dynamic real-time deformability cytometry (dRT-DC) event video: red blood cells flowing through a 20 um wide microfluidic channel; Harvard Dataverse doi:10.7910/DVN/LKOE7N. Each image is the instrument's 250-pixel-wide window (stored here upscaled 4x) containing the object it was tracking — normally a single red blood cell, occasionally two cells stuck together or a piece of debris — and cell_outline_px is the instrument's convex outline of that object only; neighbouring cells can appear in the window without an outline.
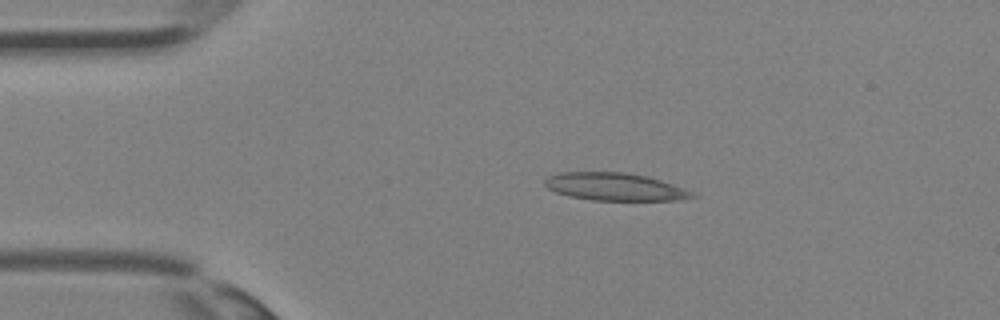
{"species": "Egyptian fruit bat (a non-hibernating species)", "species_latin": "Rousettus aegyptiacus", "temperature_condition": "room temperature", "stored_images_in_passage": 29, "camera_frame_rate_fps": 3000, "um_per_image_px": 0.085, "animal": {"sex": "female"}, "frame": {"image": 1, "passage_image": 1, "time_ms": 0.0, "image_size_px": [1000, 320], "cell_outline_px": [[700, 196], [684, 200], [592, 200], [572, 196], [556, 192], [548, 188], [544, 184], [544, 180], [548, 176], [556, 172], [628, 172], [660, 180], [672, 184], [692, 192]], "centroid_in_image_um": [52.26, 15.87], "position_along_channel_um": 32.7, "area_um2": 23.7}}
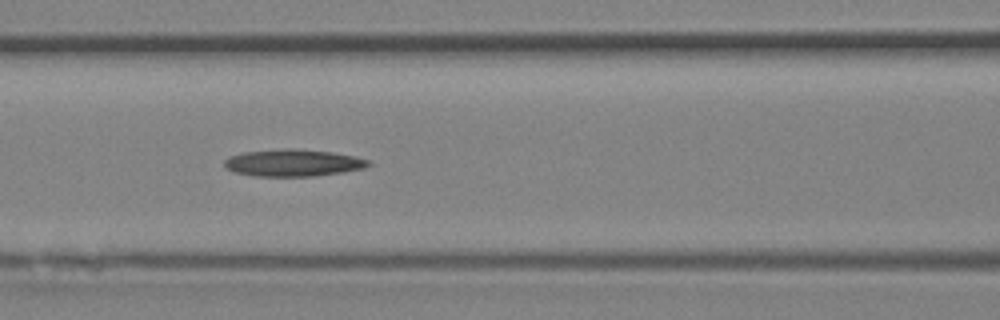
{"frame": {"image": 2, "passage_image": 9, "time_ms": 2.667, "image_size_px": [1000, 320], "cell_outline_px": [[372, 164], [364, 168], [344, 172], [312, 176], [252, 176], [236, 172], [224, 168], [224, 160], [228, 156], [244, 152], [284, 148], [292, 148], [332, 152], [356, 156], [368, 160]], "centroid_in_image_um": [24.9, 13.84], "position_along_channel_um": 141.7, "area_um2": 22.83}}
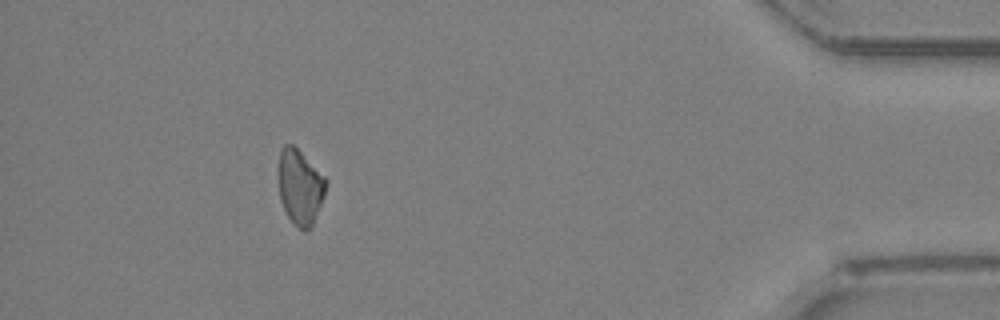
{"frame": {"image": 3, "passage_image": 26, "time_ms": 8.333, "image_size_px": [1000, 320], "cell_outline_px": [[328, 180], [324, 196], [312, 228], [304, 232], [288, 216], [280, 200], [276, 172], [276, 168], [280, 148], [284, 144], [292, 144]], "centroid_in_image_um": [25.47, 15.87], "position_along_channel_um": 409.7, "area_um2": 21.15}}